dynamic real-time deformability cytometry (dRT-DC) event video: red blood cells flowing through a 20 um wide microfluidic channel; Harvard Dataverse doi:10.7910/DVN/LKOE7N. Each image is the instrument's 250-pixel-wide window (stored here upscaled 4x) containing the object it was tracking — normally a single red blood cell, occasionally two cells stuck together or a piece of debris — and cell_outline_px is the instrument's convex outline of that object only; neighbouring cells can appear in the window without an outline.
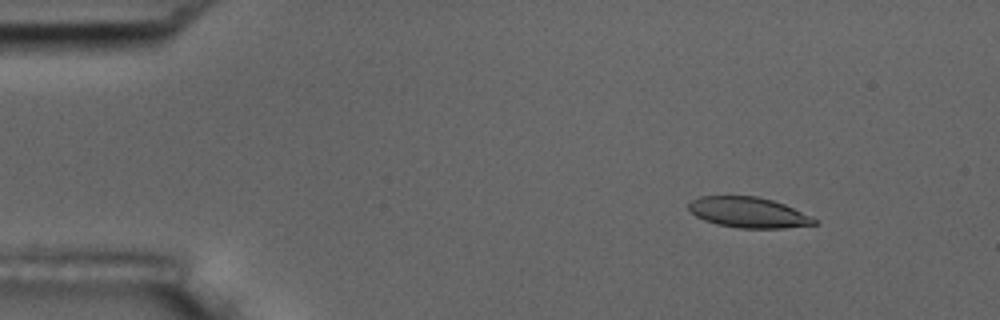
{"species": "common noctule bat (a hibernating species)", "species_latin": "Nyctalus noctula", "temperature_condition": "room temperature", "stored_images_in_passage": 9, "camera_frame_rate_fps": 3000, "um_per_image_px": 0.085, "animal": {"sex": "male", "body_mass_g": 17.5, "forearm_length_mm": 52.3}, "frame": {"image": 1, "passage_image": 1, "time_ms": 0.0, "image_size_px": [1000, 320], "cell_outline_px": [[820, 224], [784, 228], [736, 228], [716, 224], [704, 220], [696, 216], [688, 208], [688, 204], [692, 200], [700, 196], [756, 196], [772, 200], [784, 204], [820, 220]], "centroid_in_image_um": [63.65, 18.07], "position_along_channel_um": 21.4, "area_um2": 22.48}}